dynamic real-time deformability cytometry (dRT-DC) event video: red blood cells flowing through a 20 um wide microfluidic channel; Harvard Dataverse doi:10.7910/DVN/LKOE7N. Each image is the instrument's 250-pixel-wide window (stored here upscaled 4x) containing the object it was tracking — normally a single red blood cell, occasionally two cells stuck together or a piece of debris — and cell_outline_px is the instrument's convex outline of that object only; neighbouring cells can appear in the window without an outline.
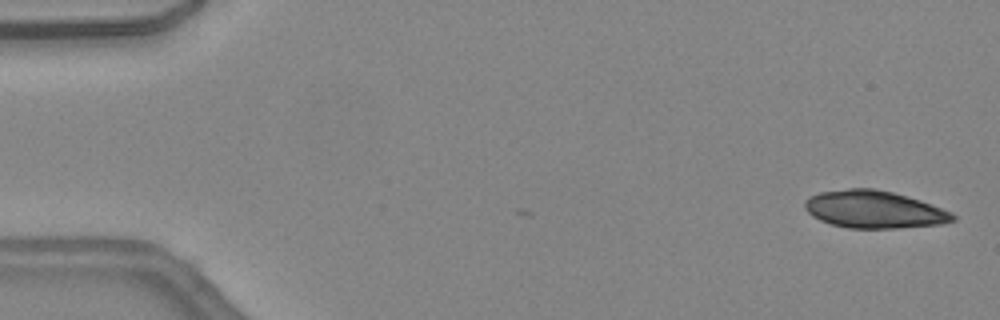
{"species": "common noctule bat (a hibernating species)", "species_latin": "Nyctalus noctula", "temperature_condition": "warm", "stored_images_in_passage": 45, "segment_of_instrument_passage": [1, 2], "camera_frame_rate_fps": 3000, "um_per_image_px": 0.085, "animal": {"sex": "female", "body_mass_g": 24.6, "forearm_length_mm": 56.2}, "frame": {"image": 1, "passage_image": 2, "time_ms": 0.333, "image_size_px": [1000, 320], "cell_outline_px": [[952, 216], [948, 220], [928, 224], [876, 228], [860, 228], [836, 224], [824, 220], [816, 216], [808, 208], [808, 200], [816, 196], [828, 192], [860, 188], [888, 192], [916, 200], [928, 204]], "centroid_in_image_um": [74.23, 17.8], "position_along_channel_um": 10.8, "area_um2": 28.73}}
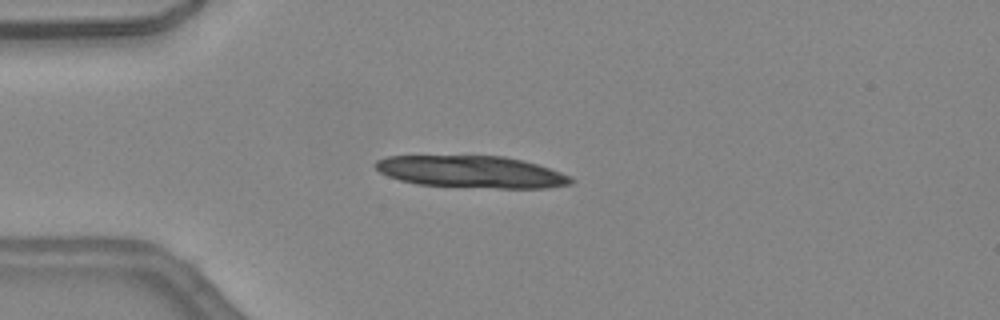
{"frame": {"image": 2, "passage_image": 12, "time_ms": 3.667, "image_size_px": [1000, 320], "cell_outline_px": [[568, 180], [560, 184], [524, 188], [512, 188], [428, 184], [404, 180], [392, 176], [384, 172], [376, 164], [384, 160], [396, 156], [492, 156], [516, 160], [532, 164], [544, 168], [564, 176]], "centroid_in_image_um": [39.95, 14.58], "position_along_channel_um": 45.0, "area_um2": 33.06}}